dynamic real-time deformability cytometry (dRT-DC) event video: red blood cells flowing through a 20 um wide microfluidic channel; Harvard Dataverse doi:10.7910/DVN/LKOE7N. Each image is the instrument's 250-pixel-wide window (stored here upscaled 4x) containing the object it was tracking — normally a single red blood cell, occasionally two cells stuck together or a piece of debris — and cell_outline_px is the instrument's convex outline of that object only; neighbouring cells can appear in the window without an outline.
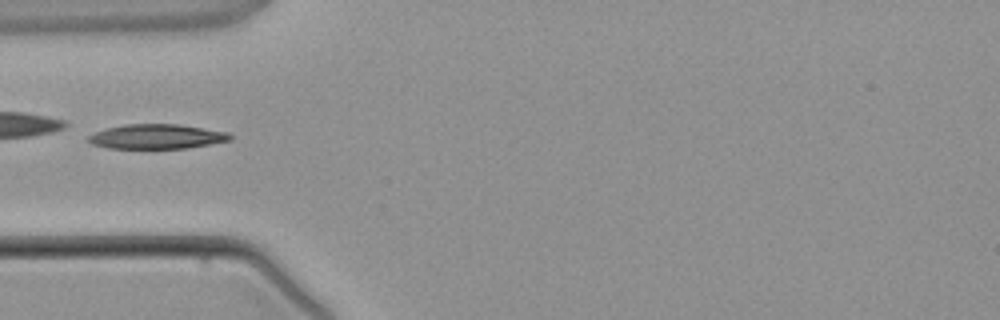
{"species": "common noctule bat (a hibernating species)", "species_latin": "Nyctalus noctula", "temperature_condition": "warm", "stored_images_in_passage": 3, "camera_frame_rate_fps": 3000, "um_per_image_px": 0.085, "animal": {"sex": "male", "body_mass_g": 21.5, "forearm_length_mm": 52.0}, "frame": {"image": 1, "passage_image": 3, "time_ms": 2.333, "image_size_px": [1000, 320], "cell_outline_px": [[232, 140], [188, 148], [108, 148], [92, 144], [88, 140], [88, 136], [96, 132], [108, 128], [124, 124], [180, 124], [228, 132], [232, 136]], "centroid_in_image_um": [13.36, 11.6], "position_along_channel_um": 71.6, "area_um2": 20.29}}